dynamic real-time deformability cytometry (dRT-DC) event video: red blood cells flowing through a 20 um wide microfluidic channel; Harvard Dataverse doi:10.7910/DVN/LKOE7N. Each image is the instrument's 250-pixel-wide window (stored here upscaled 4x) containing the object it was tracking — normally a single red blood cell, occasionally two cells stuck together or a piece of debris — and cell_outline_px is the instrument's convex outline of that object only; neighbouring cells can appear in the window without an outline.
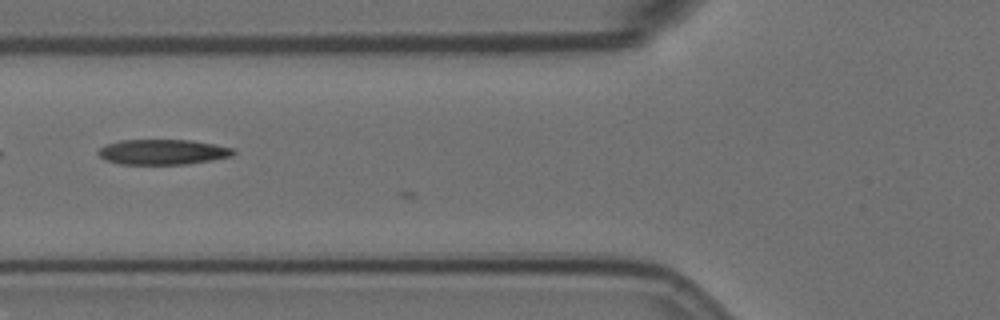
{"species": "Egyptian fruit bat (a non-hibernating species)", "species_latin": "Rousettus aegyptiacus", "temperature_condition": "room temperature", "stored_images_in_passage": 11, "camera_frame_rate_fps": 3000, "um_per_image_px": 0.085, "animal": {"sex": "female"}, "frame": {"image": 1, "passage_image": 9, "time_ms": 2.667, "image_size_px": [1000, 320], "cell_outline_px": [[236, 152], [232, 156], [212, 160], [188, 164], [120, 164], [104, 160], [96, 152], [100, 148], [108, 144], [120, 140], [192, 140], [236, 148]], "centroid_in_image_um": [13.86, 12.92], "position_along_channel_um": 111.9, "area_um2": 20.0}}